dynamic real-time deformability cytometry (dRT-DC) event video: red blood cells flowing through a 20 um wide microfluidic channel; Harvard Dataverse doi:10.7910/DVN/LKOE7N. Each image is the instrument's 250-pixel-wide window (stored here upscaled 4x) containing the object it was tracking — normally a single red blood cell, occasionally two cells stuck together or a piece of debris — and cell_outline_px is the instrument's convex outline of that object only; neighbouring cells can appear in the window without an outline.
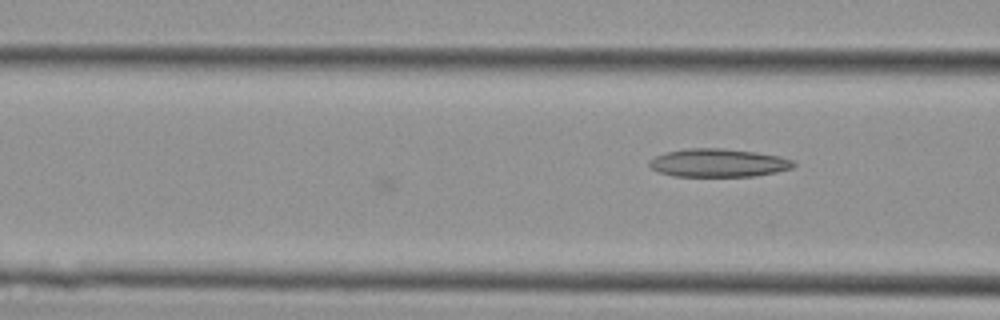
{"species": "Egyptian fruit bat (a non-hibernating species)", "species_latin": "Rousettus aegyptiacus", "temperature_condition": "cold", "stored_images_in_passage": 8, "camera_frame_rate_fps": 3000, "um_per_image_px": 0.085, "animal": {"sex": "female"}, "frame": {"image": 1, "passage_image": 8, "time_ms": 2.333, "image_size_px": [1000, 320], "cell_outline_px": [[796, 164], [792, 168], [776, 172], [756, 176], [672, 176], [660, 172], [652, 168], [648, 164], [648, 160], [664, 152], [688, 148], [724, 148], [756, 152], [780, 156], [792, 160]], "centroid_in_image_um": [61.05, 13.84], "position_along_channel_um": 105.5, "area_um2": 23.81}}